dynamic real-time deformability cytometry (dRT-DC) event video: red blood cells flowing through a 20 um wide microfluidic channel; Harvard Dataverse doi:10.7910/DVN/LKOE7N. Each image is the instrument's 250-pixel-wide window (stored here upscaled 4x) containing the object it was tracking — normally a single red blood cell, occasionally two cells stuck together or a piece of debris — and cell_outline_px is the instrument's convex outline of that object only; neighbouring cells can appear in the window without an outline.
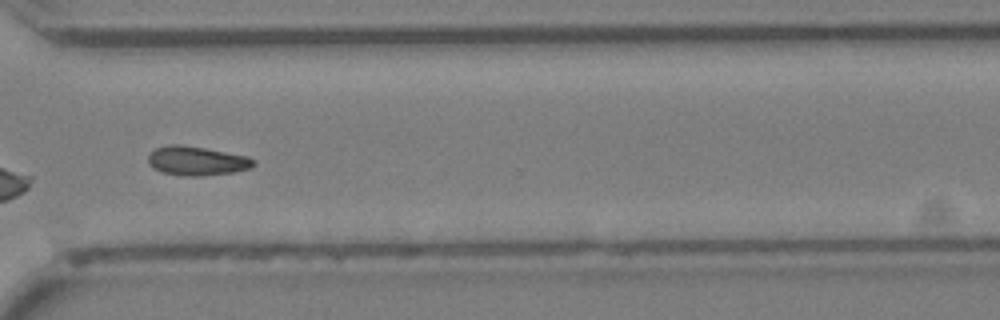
{"species": "Egyptian fruit bat (a non-hibernating species)", "species_latin": "Rousettus aegyptiacus", "temperature_condition": "cold", "stored_images_in_passage": 29, "camera_frame_rate_fps": 3000, "um_per_image_px": 0.085, "animal": {"sex": "female"}, "frame": {"image": 1, "passage_image": 21, "time_ms": 6.667, "image_size_px": [1000, 320], "cell_outline_px": [[256, 164], [252, 168], [232, 172], [200, 176], [184, 176], [160, 172], [152, 168], [148, 164], [148, 156], [156, 148], [164, 144], [180, 144], [204, 148], [248, 156], [256, 160]], "centroid_in_image_um": [16.71, 13.67], "position_along_channel_um": 353.9, "area_um2": 18.09}}